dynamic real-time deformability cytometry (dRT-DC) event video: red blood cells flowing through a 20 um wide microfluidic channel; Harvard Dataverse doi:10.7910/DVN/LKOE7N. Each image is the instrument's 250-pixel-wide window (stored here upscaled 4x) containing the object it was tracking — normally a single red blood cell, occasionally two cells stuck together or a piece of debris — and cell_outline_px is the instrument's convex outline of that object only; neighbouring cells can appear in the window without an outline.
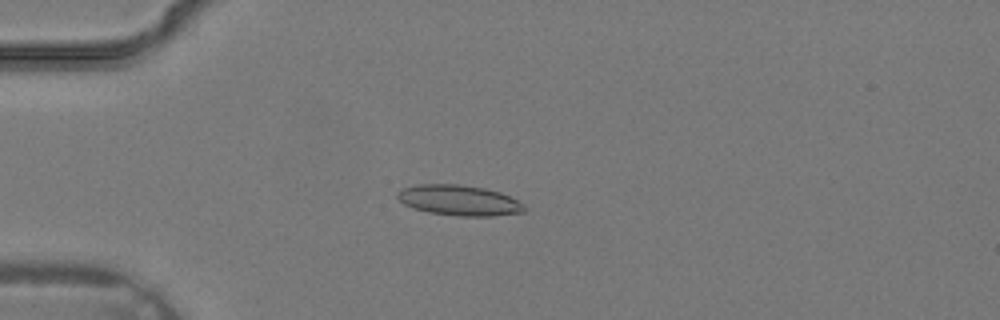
{"species": "common noctule bat (a hibernating species)", "species_latin": "Nyctalus noctula", "temperature_condition": "warm", "stored_images_in_passage": 36, "camera_frame_rate_fps": 3000, "um_per_image_px": 0.085, "animal": {"sex": "male", "body_mass_g": 19.2, "forearm_length_mm": 51.8}, "frame": {"image": 1, "passage_image": 10, "time_ms": 3.0, "image_size_px": [1000, 320], "cell_outline_px": [[524, 212], [492, 216], [460, 216], [428, 212], [404, 204], [396, 196], [396, 192], [404, 188], [416, 184], [456, 184], [484, 188], [500, 192], [524, 204]], "centroid_in_image_um": [39.01, 17.02], "position_along_channel_um": 46.0, "area_um2": 22.31}}
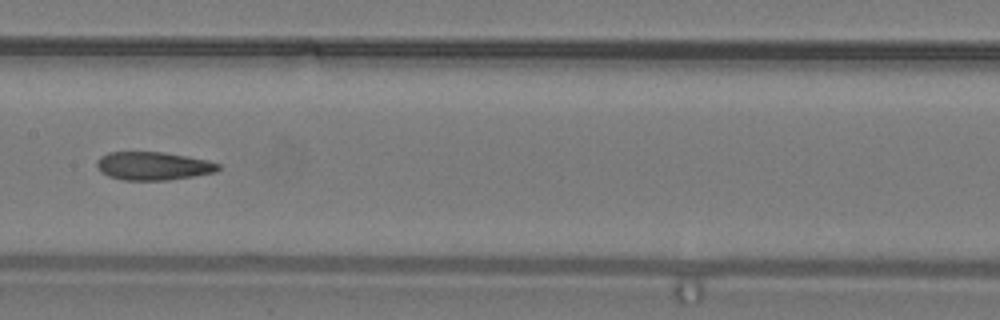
{"frame": {"image": 2, "passage_image": 19, "time_ms": 6.0, "image_size_px": [1000, 320], "cell_outline_px": [[220, 168], [212, 172], [192, 176], [168, 180], [124, 180], [108, 176], [100, 172], [96, 164], [96, 160], [100, 156], [108, 152], [164, 152], [208, 160], [220, 164]], "centroid_in_image_um": [12.97, 14.1], "position_along_channel_um": 194.4, "area_um2": 19.94}}
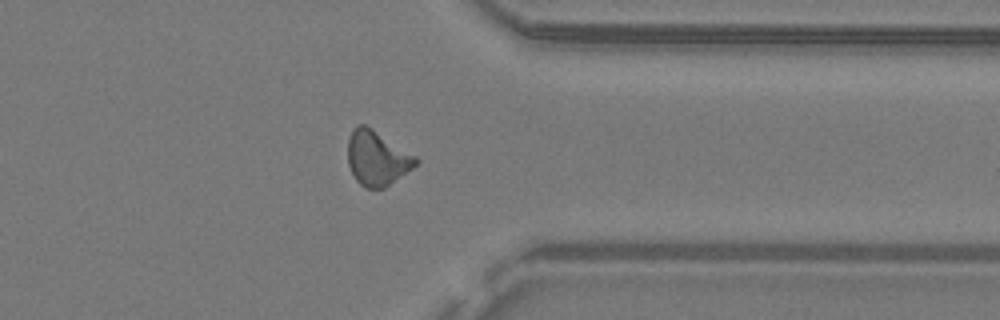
{"frame": {"image": 3, "passage_image": 29, "time_ms": 9.333, "image_size_px": [1000, 320], "cell_outline_px": [[420, 160], [412, 168], [384, 188], [364, 188], [356, 180], [348, 164], [348, 140], [352, 128], [360, 124], [364, 124], [372, 128], [416, 156]], "centroid_in_image_um": [32.03, 13.43], "position_along_channel_um": 379.4, "area_um2": 21.5}}